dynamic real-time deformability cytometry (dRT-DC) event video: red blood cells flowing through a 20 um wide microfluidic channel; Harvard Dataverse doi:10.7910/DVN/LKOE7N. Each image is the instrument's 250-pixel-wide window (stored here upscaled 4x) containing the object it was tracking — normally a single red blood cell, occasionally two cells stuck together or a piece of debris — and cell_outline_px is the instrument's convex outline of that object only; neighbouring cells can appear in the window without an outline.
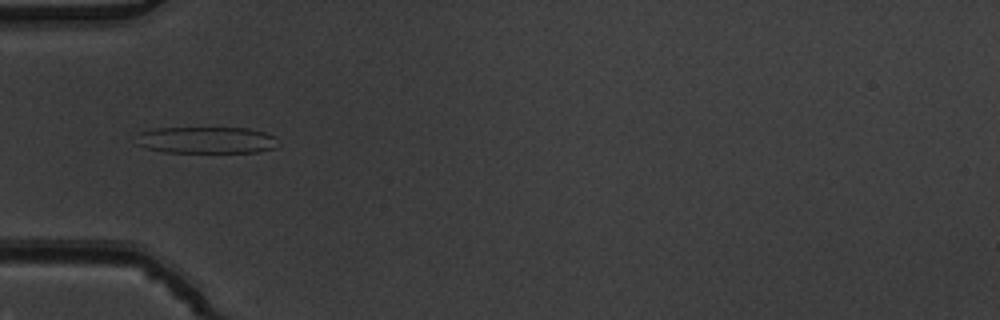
{"species": "common noctule bat (a hibernating species)", "species_latin": "Nyctalus noctula", "temperature_condition": "warm", "stored_images_in_passage": 7, "camera_frame_rate_fps": 3000, "um_per_image_px": 0.085, "animal": {"sex": "male", "body_mass_g": 19.5, "forearm_length_mm": 54.6}, "frame": {"image": 1, "passage_image": 5, "time_ms": 1.333, "image_size_px": [1000, 320], "cell_outline_px": [[276, 148], [256, 152], [164, 152], [144, 148], [136, 144], [136, 132], [156, 128], [248, 128], [264, 132], [276, 136]], "centroid_in_image_um": [17.48, 11.9], "position_along_channel_um": 67.5, "area_um2": 22.31}}
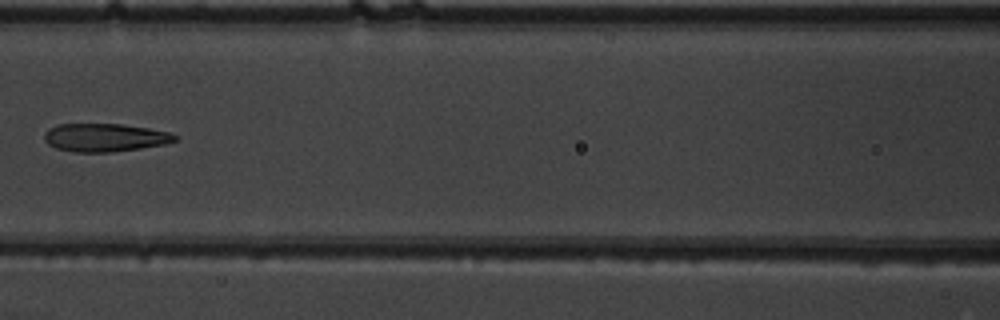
{"frame": {"image": 2, "passage_image": 7, "time_ms": 2.0, "image_size_px": [1000, 320], "cell_outline_px": [[180, 136], [176, 140], [164, 144], [140, 148], [112, 152], [76, 152], [56, 148], [48, 144], [44, 140], [44, 132], [48, 128], [56, 124], [120, 124], [148, 128], [168, 132]], "centroid_in_image_um": [8.88, 11.68], "position_along_channel_um": 157.7, "area_um2": 21.44}}